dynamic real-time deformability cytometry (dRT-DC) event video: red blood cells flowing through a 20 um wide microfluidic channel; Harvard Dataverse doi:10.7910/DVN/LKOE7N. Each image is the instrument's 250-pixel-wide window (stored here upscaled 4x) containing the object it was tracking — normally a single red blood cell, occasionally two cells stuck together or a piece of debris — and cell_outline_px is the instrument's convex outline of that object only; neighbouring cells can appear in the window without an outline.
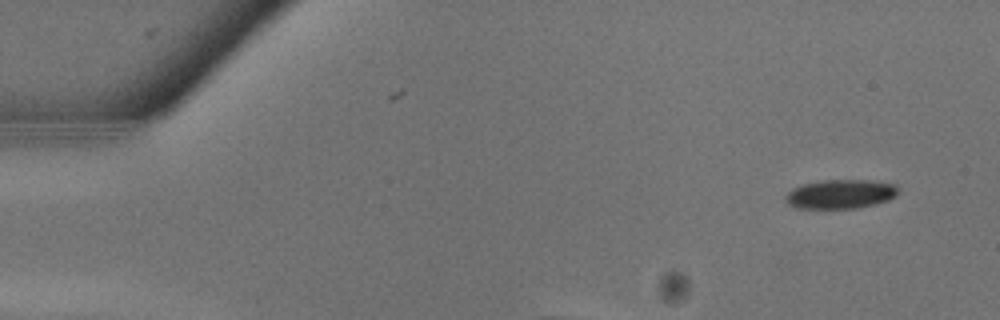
{"species": "common noctule bat (a hibernating species)", "species_latin": "Nyctalus noctula", "temperature_condition": "warm", "stored_images_in_passage": 9, "camera_frame_rate_fps": 3000, "um_per_image_px": 0.085, "animal": {"sex": "male", "body_mass_g": 13.3}, "frame": {"image": 1, "passage_image": 1, "time_ms": 0.0, "image_size_px": [1000, 320], "cell_outline_px": [[896, 196], [888, 200], [876, 204], [856, 208], [792, 208], [784, 200], [784, 196], [792, 188], [804, 184], [824, 180], [868, 180], [896, 184]], "centroid_in_image_um": [71.4, 16.5], "position_along_channel_um": 13.6, "area_um2": 19.13}}
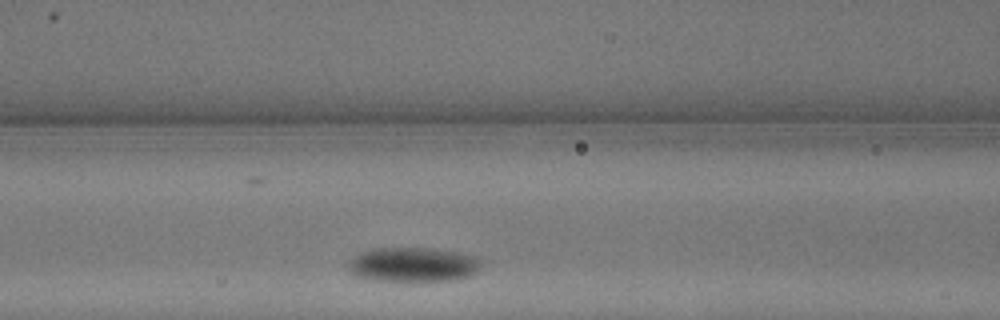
{"frame": {"image": 2, "passage_image": 7, "time_ms": 2.0, "image_size_px": [1000, 320], "cell_outline_px": [[484, 260], [480, 268], [476, 272], [468, 276], [452, 280], [376, 280], [356, 276], [348, 268], [348, 264], [360, 252], [372, 248], [432, 248], [456, 252], [476, 256]], "centroid_in_image_um": [35.16, 22.47], "position_along_channel_um": 131.4, "area_um2": 26.53}}
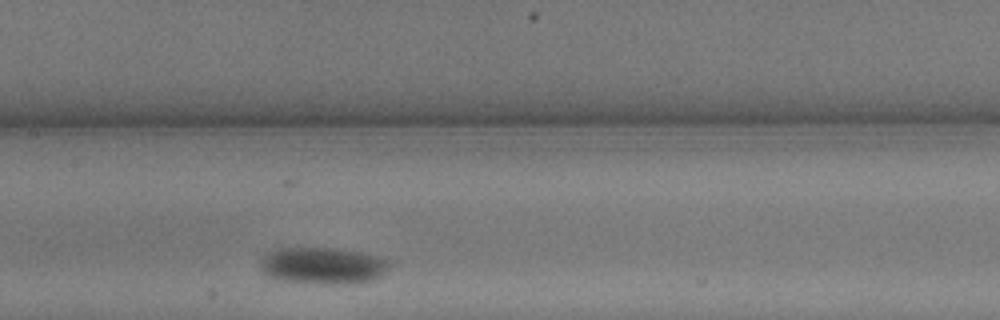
{"frame": {"image": 3, "passage_image": 9, "time_ms": 2.667, "image_size_px": [1000, 320], "cell_outline_px": [[392, 264], [388, 272], [384, 276], [376, 280], [360, 284], [312, 284], [284, 280], [268, 276], [260, 268], [260, 264], [264, 256], [268, 252], [280, 248], [328, 248], [360, 252], [380, 256], [388, 260]], "centroid_in_image_um": [27.55, 22.61], "position_along_channel_um": 179.8, "area_um2": 28.21}}